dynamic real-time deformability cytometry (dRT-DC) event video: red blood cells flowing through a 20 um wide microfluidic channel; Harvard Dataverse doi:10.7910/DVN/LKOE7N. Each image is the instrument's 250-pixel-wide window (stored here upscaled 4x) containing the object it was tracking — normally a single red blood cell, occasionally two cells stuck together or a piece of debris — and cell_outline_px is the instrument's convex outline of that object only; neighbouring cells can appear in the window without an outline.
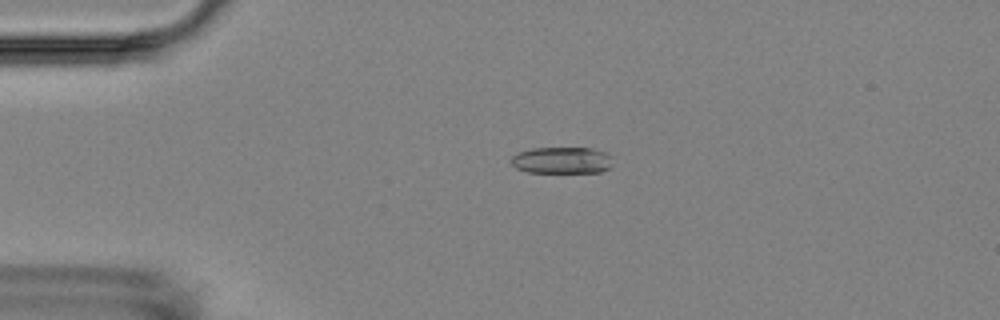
{"species": "Egyptian fruit bat (a non-hibernating species)", "species_latin": "Rousettus aegyptiacus", "temperature_condition": "room temperature", "stored_images_in_passage": 4, "camera_frame_rate_fps": 3000, "um_per_image_px": 0.085, "animal": {"sex": "female"}, "frame": {"image": 1, "passage_image": 3, "time_ms": 2.333, "image_size_px": [1000, 320], "cell_outline_px": [[612, 164], [608, 168], [600, 172], [528, 172], [516, 168], [508, 160], [512, 156], [520, 152], [532, 148], [592, 148], [608, 152], [612, 156]], "centroid_in_image_um": [47.78, 13.61], "position_along_channel_um": 37.2, "area_um2": 15.9}}